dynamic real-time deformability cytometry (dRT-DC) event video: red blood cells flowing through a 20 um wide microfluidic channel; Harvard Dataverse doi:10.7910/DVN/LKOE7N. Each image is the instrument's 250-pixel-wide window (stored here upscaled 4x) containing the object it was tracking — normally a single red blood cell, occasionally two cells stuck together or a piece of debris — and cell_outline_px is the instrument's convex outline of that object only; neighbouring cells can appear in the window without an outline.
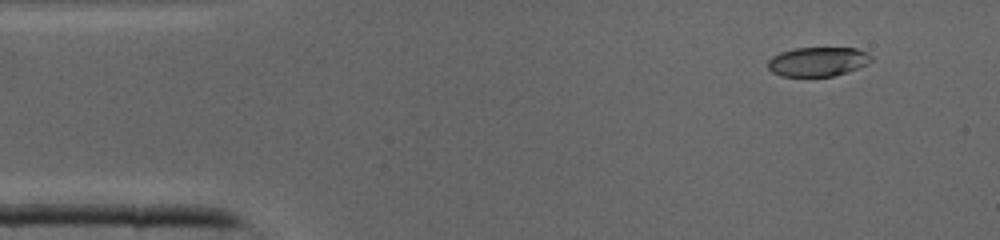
{"species": "common noctule bat (a hibernating species)", "species_latin": "Nyctalus noctula", "temperature_condition": "cold", "stored_images_in_passage": 39, "camera_frame_rate_fps": 3000, "um_per_image_px": 0.085, "animal": {"sex": "male", "body_mass_g": 19.0, "forearm_length_mm": 50.8}, "frame": {"image": 1, "passage_image": 2, "time_ms": 0.333, "image_size_px": [1000, 240], "cell_outline_px": [[872, 60], [856, 68], [832, 76], [780, 76], [772, 72], [768, 68], [768, 60], [772, 56], [780, 52], [796, 48], [856, 48], [868, 52], [872, 56]], "centroid_in_image_um": [69.48, 5.23], "position_along_channel_um": 15.5, "area_um2": 17.46}}
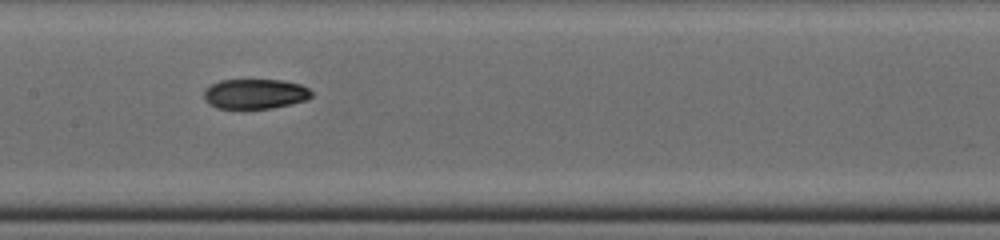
{"frame": {"image": 2, "passage_image": 18, "time_ms": 5.667, "image_size_px": [1000, 240], "cell_outline_px": [[312, 96], [304, 100], [272, 108], [216, 108], [208, 104], [204, 100], [204, 88], [220, 80], [280, 80], [300, 84], [308, 88], [312, 92]], "centroid_in_image_um": [21.63, 7.97], "position_along_channel_um": 185.8, "area_um2": 18.67}}
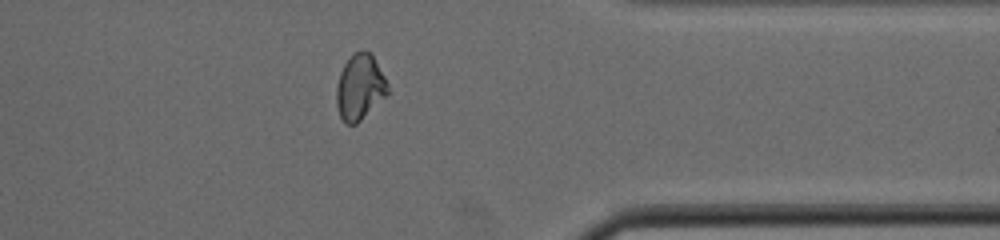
{"frame": {"image": 3, "passage_image": 31, "time_ms": 10.0, "image_size_px": [1000, 240], "cell_outline_px": [[388, 92], [356, 124], [344, 124], [340, 116], [336, 104], [336, 84], [340, 72], [344, 64], [352, 52], [360, 48], [364, 48], [372, 56], [384, 76], [388, 84]], "centroid_in_image_um": [30.54, 7.37], "position_along_channel_um": 380.9, "area_um2": 19.48}}